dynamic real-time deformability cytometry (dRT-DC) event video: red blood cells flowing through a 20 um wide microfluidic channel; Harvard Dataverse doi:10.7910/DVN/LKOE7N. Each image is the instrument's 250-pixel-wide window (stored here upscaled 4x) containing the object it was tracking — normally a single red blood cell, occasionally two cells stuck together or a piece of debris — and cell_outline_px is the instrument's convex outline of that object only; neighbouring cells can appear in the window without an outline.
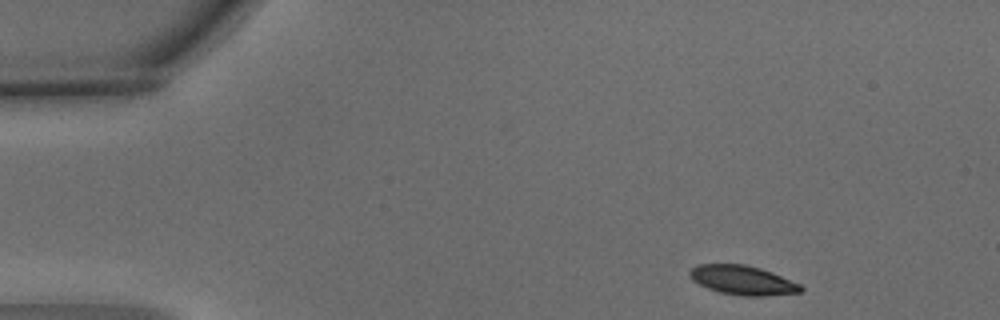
{"species": "common noctule bat (a hibernating species)", "species_latin": "Nyctalus noctula", "temperature_condition": "warm", "stored_images_in_passage": 6, "camera_frame_rate_fps": 3000, "um_per_image_px": 0.085, "animal": {"sex": "male", "body_mass_g": 15.6}, "frame": {"image": 1, "passage_image": 1, "time_ms": 0.0, "image_size_px": [1000, 320], "cell_outline_px": [[804, 288], [800, 292], [764, 296], [744, 296], [720, 292], [708, 288], [692, 280], [688, 272], [696, 264], [744, 264], [760, 268], [772, 272], [800, 284]], "centroid_in_image_um": [63.11, 23.81], "position_along_channel_um": 21.9, "area_um2": 18.84}}
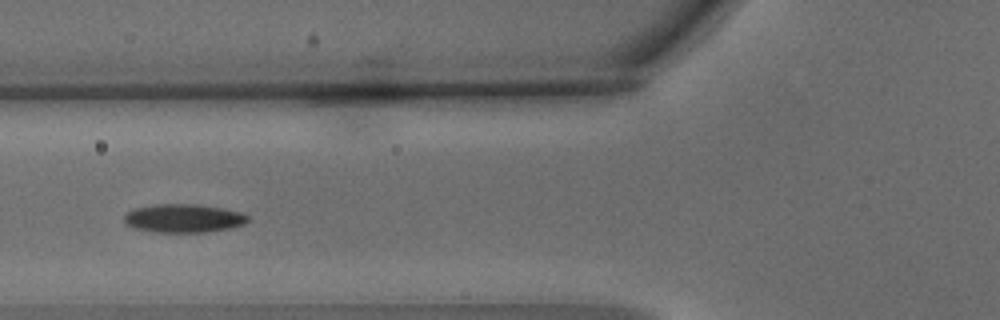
{"frame": {"image": 2, "passage_image": 5, "time_ms": 1.333, "image_size_px": [1000, 320], "cell_outline_px": [[248, 220], [244, 224], [228, 228], [208, 232], [152, 232], [136, 228], [124, 224], [124, 216], [132, 208], [156, 204], [192, 204], [224, 208], [240, 212], [248, 216]], "centroid_in_image_um": [15.57, 18.55], "position_along_channel_um": 110.2, "area_um2": 20.52}}
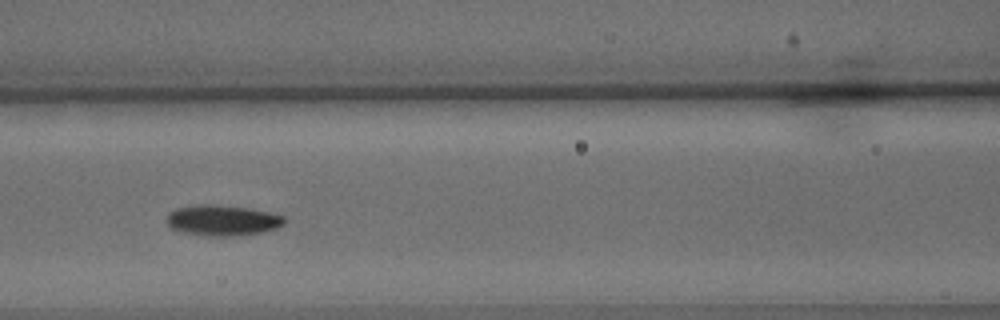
{"frame": {"image": 3, "passage_image": 6, "time_ms": 1.667, "image_size_px": [1000, 320], "cell_outline_px": [[288, 220], [284, 224], [276, 228], [264, 232], [232, 236], [208, 236], [184, 232], [172, 228], [164, 220], [168, 212], [176, 208], [200, 204], [212, 204], [248, 208], [268, 212], [284, 216]], "centroid_in_image_um": [18.9, 18.72], "position_along_channel_um": 147.7, "area_um2": 21.15}}